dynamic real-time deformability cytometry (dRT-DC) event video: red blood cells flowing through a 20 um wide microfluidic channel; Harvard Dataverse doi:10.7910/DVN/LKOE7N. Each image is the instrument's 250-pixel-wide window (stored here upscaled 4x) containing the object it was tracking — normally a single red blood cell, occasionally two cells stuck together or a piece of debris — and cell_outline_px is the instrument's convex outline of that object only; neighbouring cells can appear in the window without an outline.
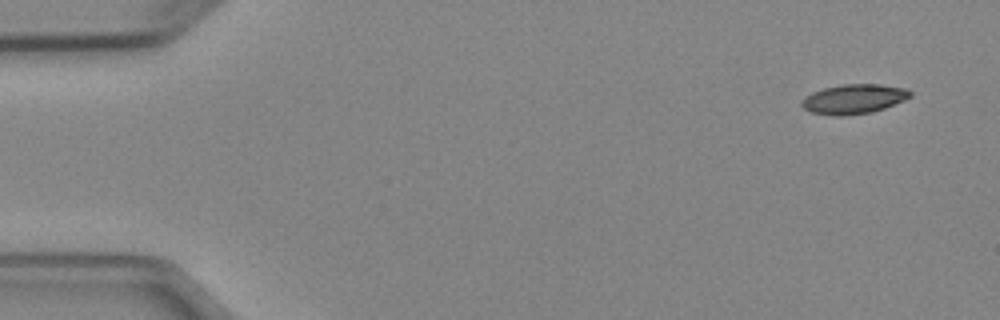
{"species": "Egyptian fruit bat (a non-hibernating species)", "species_latin": "Rousettus aegyptiacus", "temperature_condition": "cold", "stored_images_in_passage": 7, "camera_frame_rate_fps": 3000, "um_per_image_px": 0.085, "animal": {"sex": "female"}, "frame": {"image": 1, "passage_image": 1, "time_ms": 0.0, "image_size_px": [1000, 320], "cell_outline_px": [[912, 96], [904, 100], [884, 108], [872, 112], [840, 116], [832, 116], [812, 112], [804, 108], [800, 104], [800, 100], [804, 96], [812, 92], [824, 88], [844, 84], [880, 84], [904, 88], [912, 92]], "centroid_in_image_um": [72.54, 8.41], "position_along_channel_um": 12.5, "area_um2": 18.73}}
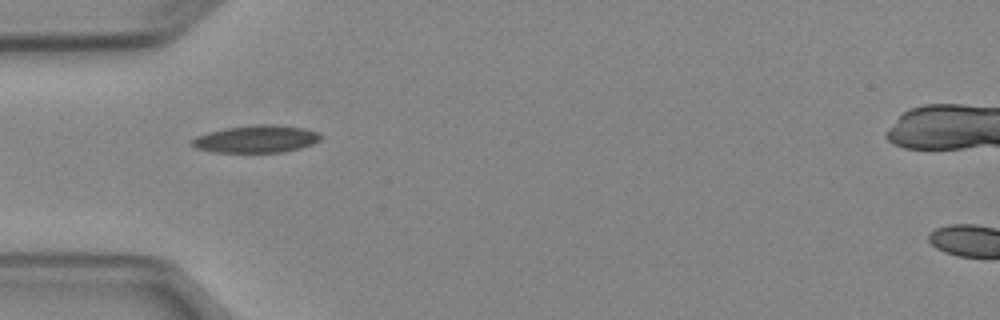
{"frame": {"image": 2, "passage_image": 4, "time_ms": 4.333, "image_size_px": [1000, 320], "cell_outline_px": [[320, 140], [312, 144], [300, 148], [284, 152], [212, 152], [196, 148], [188, 140], [196, 136], [208, 132], [228, 128], [256, 124], [276, 124], [304, 128], [320, 132]], "centroid_in_image_um": [21.78, 11.81], "position_along_channel_um": 63.2, "area_um2": 20.63}}